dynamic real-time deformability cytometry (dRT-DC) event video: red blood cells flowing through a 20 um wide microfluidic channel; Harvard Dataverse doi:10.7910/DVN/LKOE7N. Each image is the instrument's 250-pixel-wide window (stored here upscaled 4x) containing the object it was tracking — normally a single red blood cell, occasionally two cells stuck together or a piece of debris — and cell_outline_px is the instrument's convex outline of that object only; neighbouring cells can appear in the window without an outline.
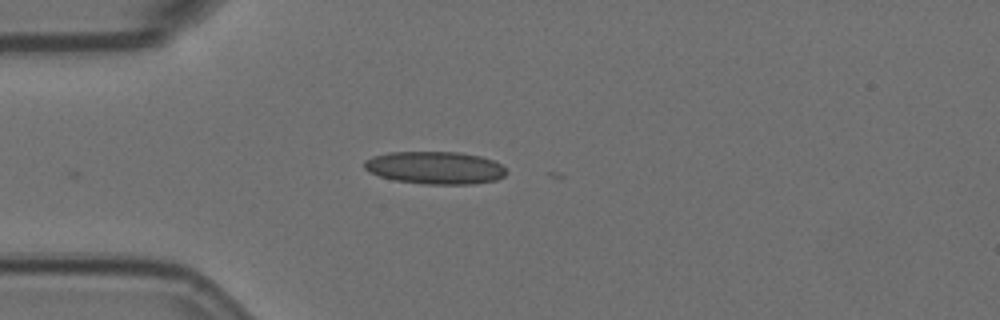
{"species": "Egyptian fruit bat (a non-hibernating species)", "species_latin": "Rousettus aegyptiacus", "temperature_condition": "room temperature", "stored_images_in_passage": 3, "camera_frame_rate_fps": 3000, "um_per_image_px": 0.085, "animal": {"sex": "female"}, "frame": {"image": 1, "passage_image": 2, "time_ms": 0.333, "image_size_px": [1000, 320], "cell_outline_px": [[508, 172], [504, 176], [496, 180], [472, 184], [424, 184], [396, 180], [380, 176], [368, 172], [364, 168], [364, 160], [372, 156], [388, 152], [460, 152], [480, 156], [492, 160], [500, 164]], "centroid_in_image_um": [36.97, 14.25], "position_along_channel_um": 48.0, "area_um2": 27.05}}